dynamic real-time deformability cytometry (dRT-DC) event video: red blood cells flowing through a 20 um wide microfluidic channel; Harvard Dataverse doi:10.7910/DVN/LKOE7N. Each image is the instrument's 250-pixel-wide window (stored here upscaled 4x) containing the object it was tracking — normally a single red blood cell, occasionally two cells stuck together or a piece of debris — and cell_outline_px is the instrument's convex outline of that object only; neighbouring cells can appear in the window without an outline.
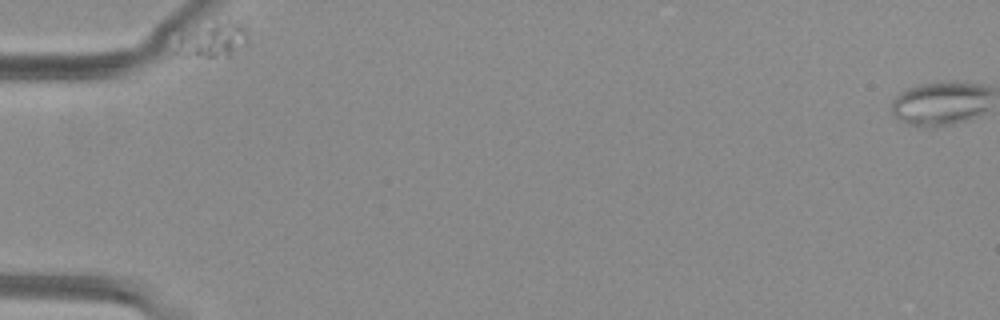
{"species": "common noctule bat (a hibernating species)", "species_latin": "Nyctalus noctula", "temperature_condition": "warm", "stored_images_in_passage": 26, "camera_frame_rate_fps": 3000, "um_per_image_px": 0.085, "animal": {"sex": "female", "body_mass_g": 29.2, "forearm_length_mm": 56.3}, "frame": {"image": 1, "passage_image": 1, "time_ms": 0.0, "image_size_px": [1000, 320], "cell_outline_px": [[248, 36], [244, 44], [228, 56], [180, 56], [176, 52], [180, 36], [228, 20], [240, 24], [244, 28]], "centroid_in_image_um": [18.11, 3.44], "position_along_channel_um": 66.9, "area_um2": 13.35}}
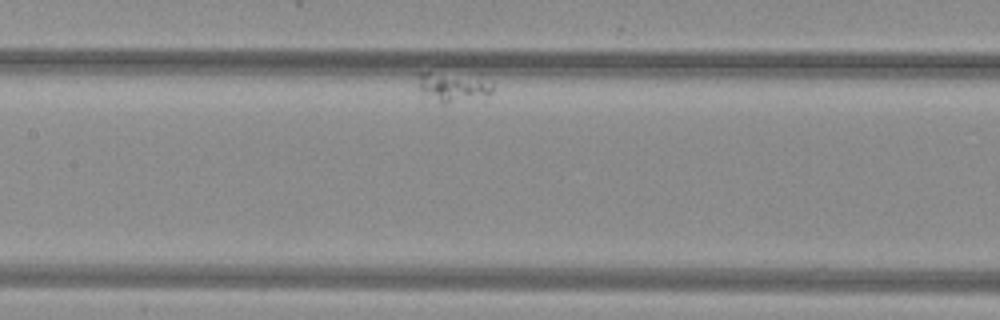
{"frame": {"image": 2, "passage_image": 15, "time_ms": 4.667, "image_size_px": [1000, 320], "cell_outline_px": [[492, 92], [448, 104], [440, 104], [424, 92], [420, 88], [420, 72], [428, 72], [492, 84]], "centroid_in_image_um": [38.38, 7.47], "position_along_channel_um": 169.0, "area_um2": 10.87}}
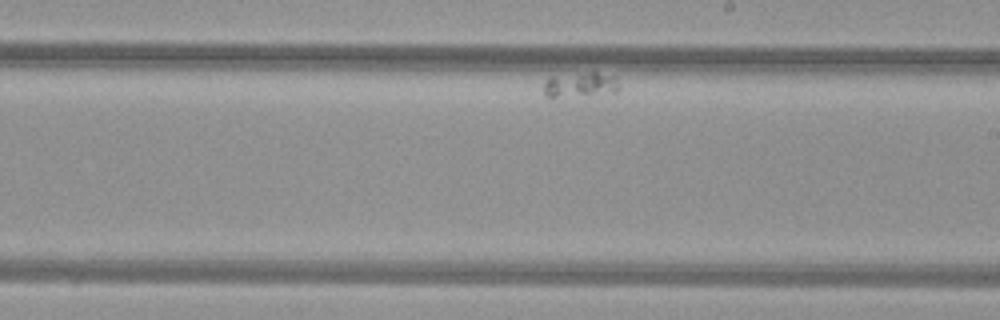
{"frame": {"image": 3, "passage_image": 25, "time_ms": 8.0, "image_size_px": [1000, 320], "cell_outline_px": [[620, 88], [616, 92], [556, 96], [544, 96], [544, 80], [548, 76], [588, 72], [596, 72], [612, 76], [616, 80]], "centroid_in_image_um": [49.28, 7.16], "position_along_channel_um": 239.7, "area_um2": 10.64}}